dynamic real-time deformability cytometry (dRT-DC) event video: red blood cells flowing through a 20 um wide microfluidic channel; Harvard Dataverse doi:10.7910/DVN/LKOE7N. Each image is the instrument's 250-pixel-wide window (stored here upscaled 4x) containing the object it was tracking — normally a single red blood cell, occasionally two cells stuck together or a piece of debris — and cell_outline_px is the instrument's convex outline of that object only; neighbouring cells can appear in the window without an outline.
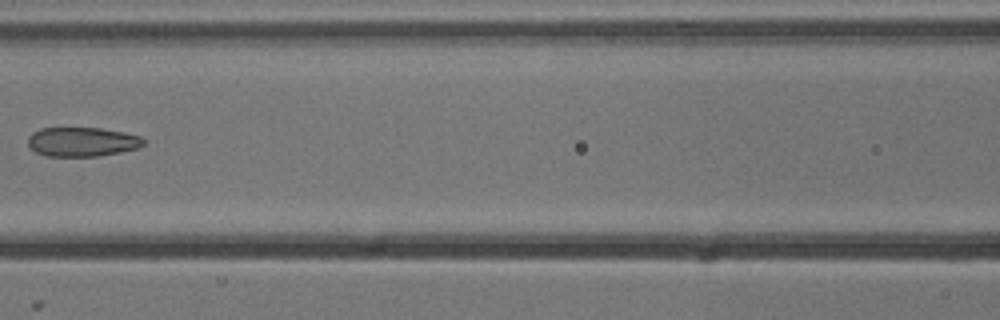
{"species": "common noctule bat (a hibernating species)", "species_latin": "Nyctalus noctula", "temperature_condition": "cold", "stored_images_in_passage": 6, "camera_frame_rate_fps": 3000, "um_per_image_px": 0.085, "animal": {"sex": "male", "body_mass_g": 13.3}, "frame": {"image": 1, "passage_image": 5, "time_ms": 1.333, "image_size_px": [1000, 320], "cell_outline_px": [[144, 144], [140, 148], [100, 156], [48, 156], [36, 152], [28, 144], [28, 136], [32, 132], [40, 128], [100, 128], [124, 132], [140, 136], [144, 140]], "centroid_in_image_um": [6.99, 12.05], "position_along_channel_um": 159.6, "area_um2": 19.77}}
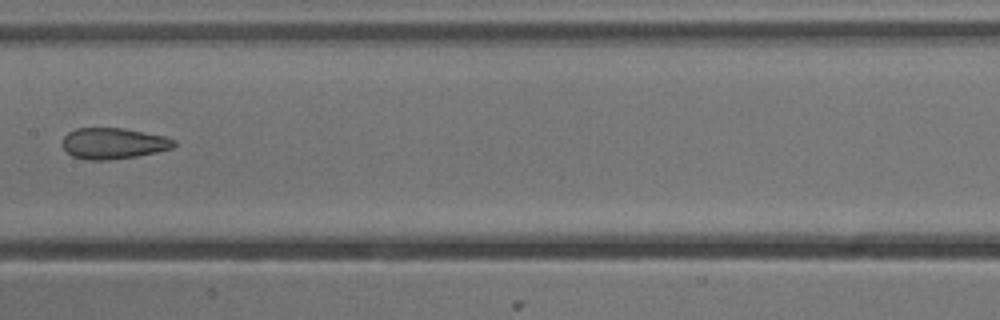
{"frame": {"image": 2, "passage_image": 6, "time_ms": 1.667, "image_size_px": [1000, 320], "cell_outline_px": [[176, 144], [172, 148], [156, 152], [136, 156], [108, 160], [88, 160], [72, 156], [64, 148], [64, 136], [68, 132], [76, 128], [124, 128], [164, 136], [176, 140]], "centroid_in_image_um": [9.65, 12.18], "position_along_channel_um": 197.7, "area_um2": 20.06}}